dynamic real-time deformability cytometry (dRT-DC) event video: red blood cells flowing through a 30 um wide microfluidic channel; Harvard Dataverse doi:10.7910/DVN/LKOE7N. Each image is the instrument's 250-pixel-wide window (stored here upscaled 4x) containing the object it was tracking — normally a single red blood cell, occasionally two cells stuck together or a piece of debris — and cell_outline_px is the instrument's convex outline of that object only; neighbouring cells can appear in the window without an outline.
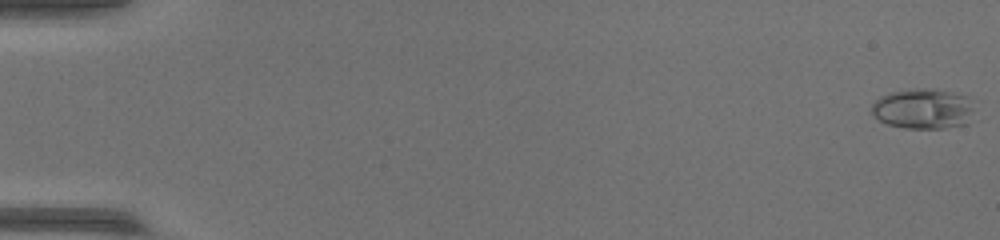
{"species": "common noctule bat (a hibernating species)", "species_latin": "Nyctalus noctula", "temperature_condition": "warm", "stored_images_in_passage": 53, "camera_frame_rate_fps": 3000, "um_per_image_px": 0.085, "animal": {"sex": "female", "body_mass_g": 17.0, "forearm_length_mm": 48.0}, "frame": {"image": 1, "passage_image": 1, "time_ms": 0.0, "image_size_px": [1000, 240], "cell_outline_px": [[972, 108], [968, 124], [944, 128], [904, 128], [888, 124], [880, 120], [872, 112], [872, 104], [880, 96], [892, 92], [920, 88], [924, 88], [948, 92], [968, 96]], "centroid_in_image_um": [78.46, 9.26], "position_along_channel_um": 6.5, "area_um2": 23.7}}
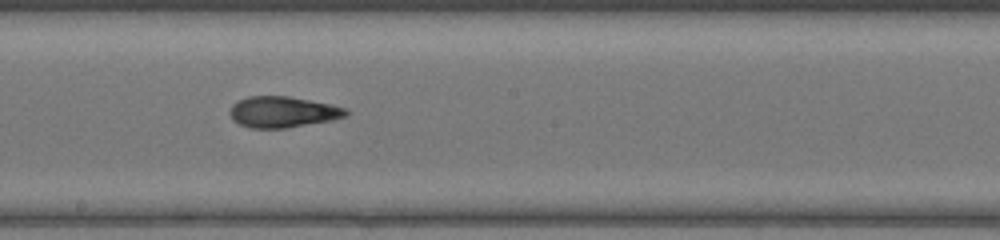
{"frame": {"image": 2, "passage_image": 31, "time_ms": 10.0, "image_size_px": [1000, 240], "cell_outline_px": [[348, 112], [344, 116], [332, 120], [284, 128], [248, 128], [232, 120], [228, 112], [232, 104], [248, 96], [288, 96], [328, 104], [344, 108]], "centroid_in_image_um": [23.95, 9.52], "position_along_channel_um": 224.2, "area_um2": 20.75}}
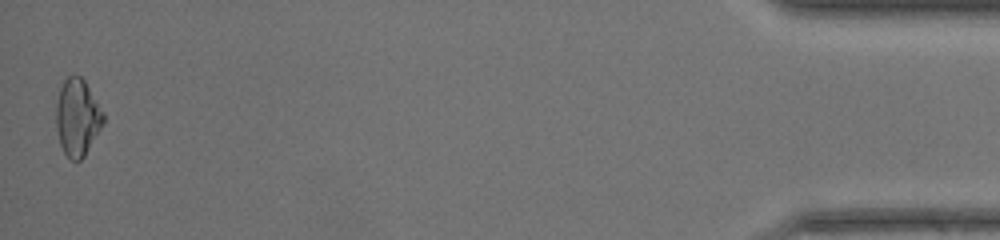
{"frame": {"image": 3, "passage_image": 53, "time_ms": 17.333, "image_size_px": [1000, 240], "cell_outline_px": [[104, 120], [100, 128], [84, 156], [80, 160], [72, 160], [64, 152], [60, 144], [56, 128], [56, 104], [60, 88], [64, 80], [68, 76], [80, 76], [84, 80], [104, 112]], "centroid_in_image_um": [6.56, 9.96], "position_along_channel_um": 428.6, "area_um2": 20.87}}